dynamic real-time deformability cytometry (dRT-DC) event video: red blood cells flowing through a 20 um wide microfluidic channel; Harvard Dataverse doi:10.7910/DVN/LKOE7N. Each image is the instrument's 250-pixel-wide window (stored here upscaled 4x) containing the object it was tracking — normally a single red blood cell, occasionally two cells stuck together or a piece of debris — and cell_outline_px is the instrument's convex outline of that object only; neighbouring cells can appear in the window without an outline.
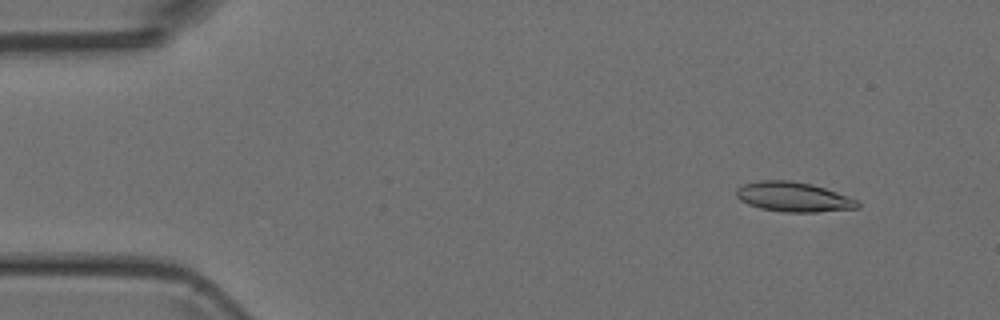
{"species": "Egyptian fruit bat (a non-hibernating species)", "species_latin": "Rousettus aegyptiacus", "temperature_condition": "room temperature", "stored_images_in_passage": 44, "camera_frame_rate_fps": 3000, "um_per_image_px": 0.085, "animal": {"sex": "female"}, "frame": {"image": 1, "passage_image": 5, "time_ms": 1.333, "image_size_px": [1000, 320], "cell_outline_px": [[860, 204], [856, 208], [816, 212], [784, 212], [760, 208], [748, 204], [740, 200], [736, 196], [736, 188], [744, 184], [760, 180], [792, 180], [812, 184], [860, 200]], "centroid_in_image_um": [67.43, 16.73], "position_along_channel_um": 17.6, "area_um2": 21.04}}
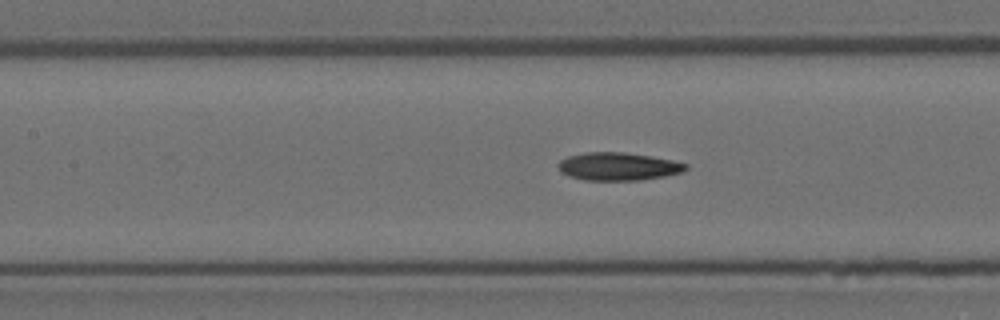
{"frame": {"image": 2, "passage_image": 22, "time_ms": 7.0, "image_size_px": [1000, 320], "cell_outline_px": [[688, 168], [684, 172], [664, 176], [640, 180], [584, 180], [568, 176], [560, 172], [556, 164], [560, 160], [568, 156], [584, 152], [624, 152], [652, 156], [672, 160], [688, 164]], "centroid_in_image_um": [52.53, 14.14], "position_along_channel_um": 154.9, "area_um2": 20.98}}
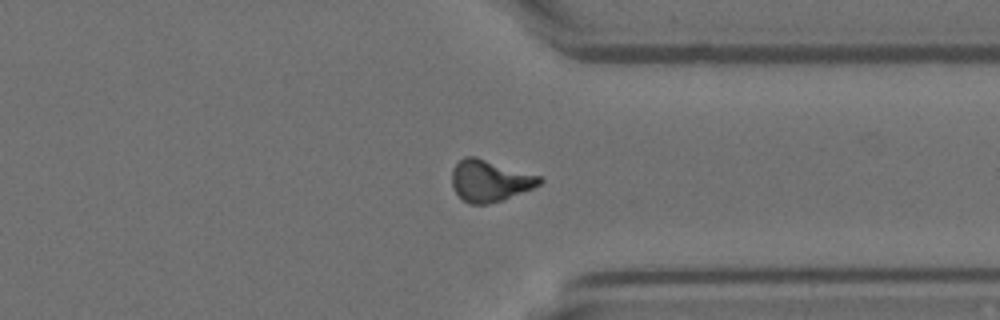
{"frame": {"image": 3, "passage_image": 38, "time_ms": 12.333, "image_size_px": [1000, 320], "cell_outline_px": [[544, 180], [540, 184], [532, 188], [504, 200], [488, 204], [468, 204], [452, 188], [452, 168], [464, 156], [476, 156], [540, 176]], "centroid_in_image_um": [41.62, 15.36], "position_along_channel_um": 369.8, "area_um2": 21.27}}